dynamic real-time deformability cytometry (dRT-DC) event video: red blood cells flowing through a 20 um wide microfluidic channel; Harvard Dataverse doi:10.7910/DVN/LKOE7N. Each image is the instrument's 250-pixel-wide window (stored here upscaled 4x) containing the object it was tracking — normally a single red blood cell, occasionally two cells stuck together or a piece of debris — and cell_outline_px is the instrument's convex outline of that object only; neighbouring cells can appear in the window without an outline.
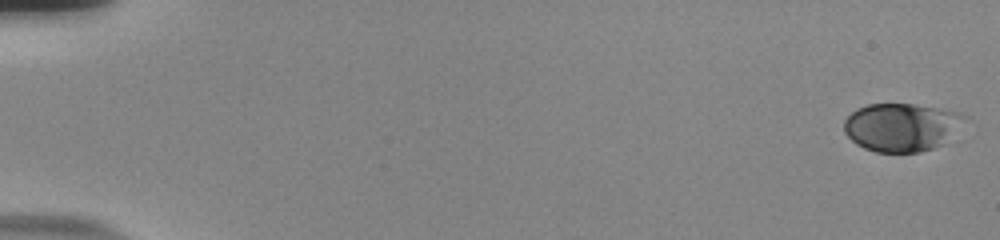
{"species": "human", "species_latin": "Homo sapiens", "temperature_condition": "room temperature", "stored_images_in_passage": 57, "camera_frame_rate_fps": 3000, "um_per_image_px": 0.085, "donor": {"sex": "male"}, "frame": {"image": 1, "passage_image": 1, "time_ms": 0.0, "image_size_px": [1000, 240], "cell_outline_px": [[968, 120], [944, 144], [920, 152], [876, 152], [864, 148], [856, 144], [844, 132], [844, 120], [856, 108], [868, 104], [912, 104], [960, 112], [968, 116]], "centroid_in_image_um": [76.66, 10.81], "position_along_channel_um": 8.3, "area_um2": 34.1}}
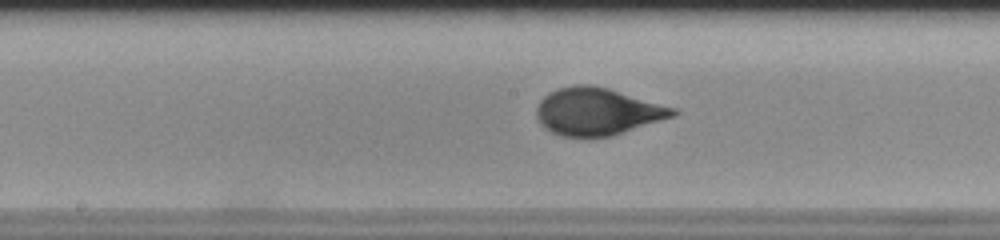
{"frame": {"image": 2, "passage_image": 31, "time_ms": 10.0, "image_size_px": [1000, 240], "cell_outline_px": [[680, 112], [676, 116], [612, 136], [560, 136], [544, 128], [540, 124], [536, 116], [536, 108], [540, 100], [548, 92], [556, 88], [576, 84], [592, 84], [608, 88], [676, 108]], "centroid_in_image_um": [50.77, 9.47], "position_along_channel_um": 197.4, "area_um2": 37.86}}
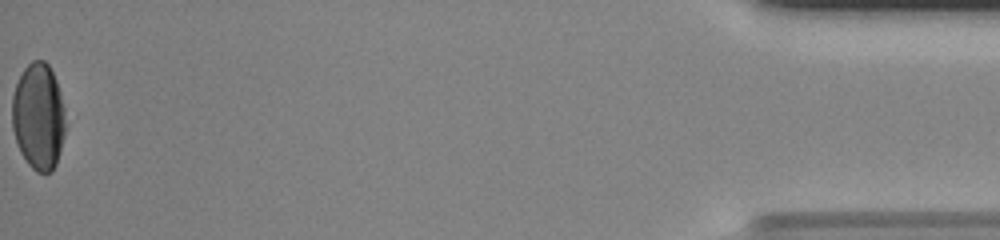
{"frame": {"image": 3, "passage_image": 57, "time_ms": 18.667, "image_size_px": [1000, 240], "cell_outline_px": [[64, 136], [60, 152], [56, 164], [52, 172], [36, 172], [28, 164], [20, 152], [12, 128], [12, 96], [16, 84], [24, 68], [32, 60], [44, 60], [48, 64], [56, 80], [60, 92], [64, 108]], "centroid_in_image_um": [3.26, 9.91], "position_along_channel_um": 431.9, "area_um2": 33.18}, "authors_computed_cell_mechanics": {"area_um2": 36.1828, "velocity_mm_per_s": 3.7105, "shape_relaxation_time_tau1_ms": 4.7119, "shape_relaxation_time_tau2_ms": null, "deformation_change_tau1": 0.1836, "deformation_change_tau2": null}}